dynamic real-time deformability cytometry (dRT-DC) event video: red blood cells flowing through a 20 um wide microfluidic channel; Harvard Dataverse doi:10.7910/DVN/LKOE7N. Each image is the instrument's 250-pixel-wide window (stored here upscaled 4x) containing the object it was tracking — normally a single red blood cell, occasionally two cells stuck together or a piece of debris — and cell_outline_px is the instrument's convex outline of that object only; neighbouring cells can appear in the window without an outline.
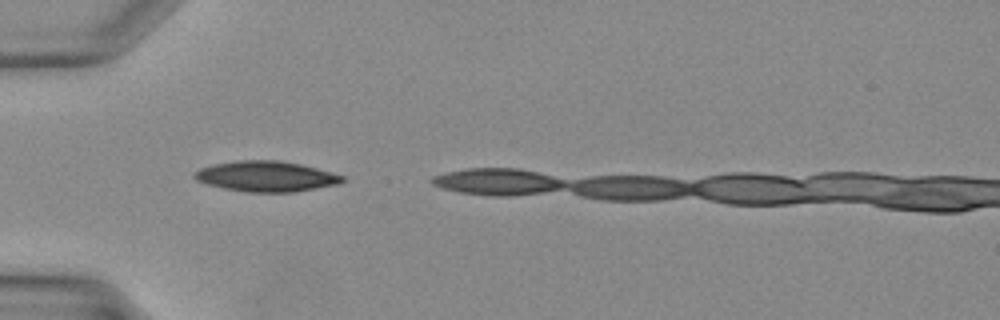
{"species": "Egyptian fruit bat (a non-hibernating species)", "species_latin": "Rousettus aegyptiacus", "temperature_condition": "warm", "stored_images_in_passage": 2, "camera_frame_rate_fps": 3000, "um_per_image_px": 0.085, "animal": {"sex": "female"}, "frame": {"image": 1, "passage_image": 1, "time_ms": 0.0, "image_size_px": [1000, 320], "cell_outline_px": [[344, 180], [340, 184], [296, 192], [248, 192], [224, 188], [208, 184], [196, 180], [192, 176], [192, 172], [200, 168], [212, 164], [240, 160], [276, 160], [300, 164], [316, 168], [344, 176]], "centroid_in_image_um": [22.6, 14.99], "position_along_channel_um": 62.4, "area_um2": 26.3}}